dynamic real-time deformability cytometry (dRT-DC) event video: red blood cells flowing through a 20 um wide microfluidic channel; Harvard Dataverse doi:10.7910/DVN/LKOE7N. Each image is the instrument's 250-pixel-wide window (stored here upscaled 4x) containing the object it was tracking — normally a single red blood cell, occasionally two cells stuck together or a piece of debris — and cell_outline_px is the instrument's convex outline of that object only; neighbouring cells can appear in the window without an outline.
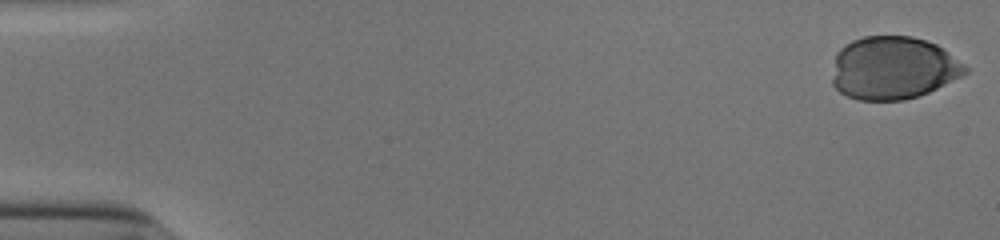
{"species": "human", "species_latin": "Homo sapiens", "temperature_condition": "cold", "stored_images_in_passage": 42, "camera_frame_rate_fps": 3000, "um_per_image_px": 0.085, "donor": {"sex": "male"}, "frame": {"image": 1, "passage_image": 1, "time_ms": 0.0, "image_size_px": [1000, 240], "cell_outline_px": [[968, 72], [920, 96], [904, 100], [856, 100], [840, 92], [832, 84], [832, 80], [836, 52], [844, 44], [852, 40], [864, 36], [912, 36], [936, 44], [964, 64], [968, 68]], "centroid_in_image_um": [75.88, 5.78], "position_along_channel_um": 9.1, "area_um2": 48.67}}
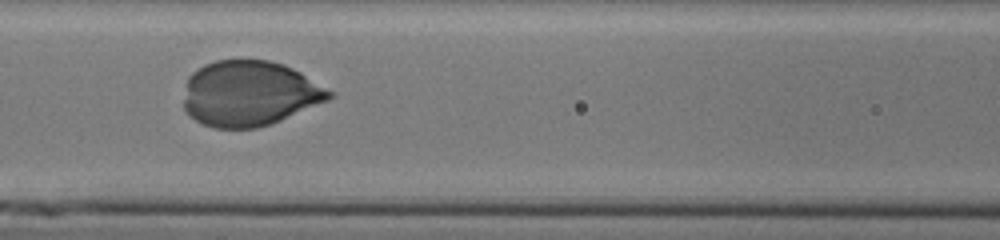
{"frame": {"image": 2, "passage_image": 24, "time_ms": 7.667, "image_size_px": [1000, 240], "cell_outline_px": [[332, 96], [328, 100], [272, 124], [256, 128], [216, 128], [204, 124], [188, 116], [184, 108], [184, 100], [188, 76], [192, 72], [204, 64], [216, 60], [268, 60], [284, 64], [300, 72], [332, 92]], "centroid_in_image_um": [21.18, 7.95], "position_along_channel_um": 145.4, "area_um2": 55.26}}
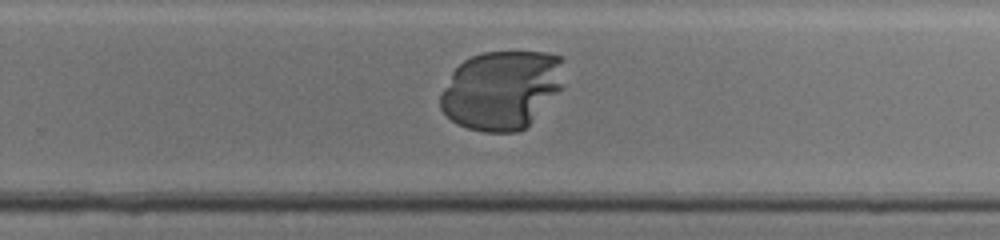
{"frame": {"image": 3, "passage_image": 35, "time_ms": 11.333, "image_size_px": [1000, 240], "cell_outline_px": [[560, 88], [528, 124], [524, 128], [516, 132], [484, 132], [468, 128], [456, 124], [440, 108], [440, 96], [452, 72], [464, 60], [472, 56], [484, 52], [548, 52], [560, 56]], "centroid_in_image_um": [42.56, 7.64], "position_along_channel_um": 287.2, "area_um2": 55.78}}